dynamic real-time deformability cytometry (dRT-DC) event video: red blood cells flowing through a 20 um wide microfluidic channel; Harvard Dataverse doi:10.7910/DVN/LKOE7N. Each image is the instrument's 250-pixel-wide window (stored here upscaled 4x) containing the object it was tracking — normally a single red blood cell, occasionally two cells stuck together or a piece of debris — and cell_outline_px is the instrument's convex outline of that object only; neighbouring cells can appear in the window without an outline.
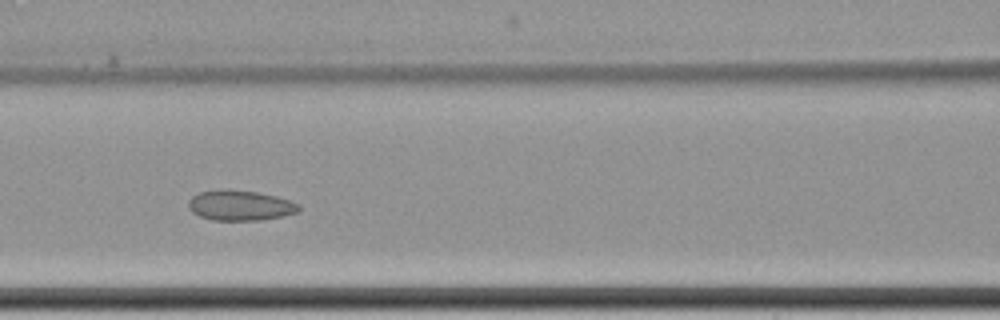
{"species": "common noctule bat (a hibernating species)", "species_latin": "Nyctalus noctula", "temperature_condition": "cold", "stored_images_in_passage": 11, "camera_frame_rate_fps": 3000, "um_per_image_px": 0.085, "animal": {"sex": "female", "body_mass_g": 22.7, "forearm_length_mm": 54.2}, "frame": {"image": 1, "passage_image": 7, "time_ms": 8.0, "image_size_px": [1000, 320], "cell_outline_px": [[300, 208], [296, 212], [264, 220], [212, 220], [200, 216], [192, 212], [188, 208], [188, 200], [192, 196], [200, 192], [220, 188], [256, 192], [276, 196], [292, 200], [300, 204]], "centroid_in_image_um": [20.39, 17.45], "position_along_channel_um": 146.2, "area_um2": 19.59}}
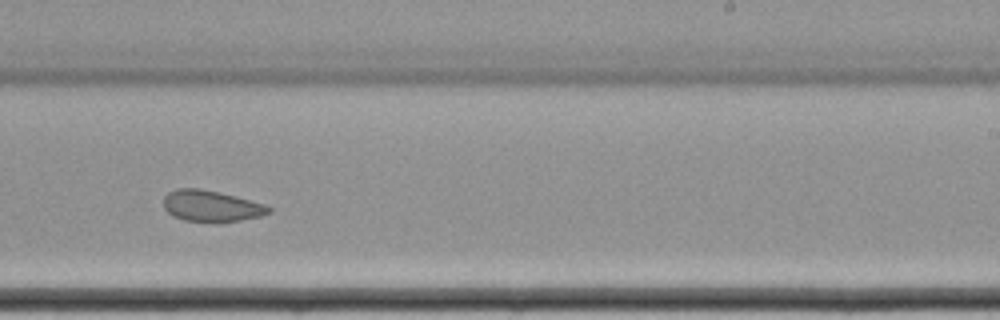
{"frame": {"image": 2, "passage_image": 10, "time_ms": 11.667, "image_size_px": [1000, 320], "cell_outline_px": [[272, 212], [260, 216], [240, 220], [216, 224], [212, 224], [184, 220], [168, 212], [164, 208], [164, 196], [168, 192], [176, 188], [200, 188], [220, 192], [264, 204], [272, 208]], "centroid_in_image_um": [17.96, 17.53], "position_along_channel_um": 271.0, "area_um2": 19.48}}
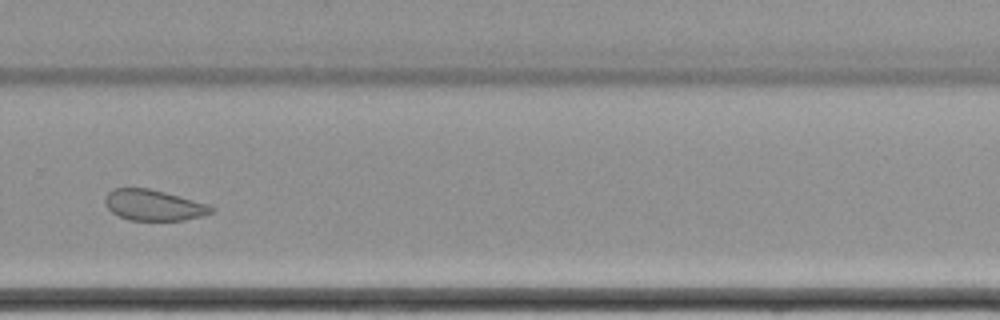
{"frame": {"image": 3, "passage_image": 11, "time_ms": 13.0, "image_size_px": [1000, 320], "cell_outline_px": [[216, 208], [212, 212], [204, 216], [184, 220], [128, 220], [112, 212], [104, 204], [104, 196], [112, 188], [148, 188], [164, 192], [208, 204]], "centroid_in_image_um": [13.04, 17.44], "position_along_channel_um": 316.8, "area_um2": 19.13}}